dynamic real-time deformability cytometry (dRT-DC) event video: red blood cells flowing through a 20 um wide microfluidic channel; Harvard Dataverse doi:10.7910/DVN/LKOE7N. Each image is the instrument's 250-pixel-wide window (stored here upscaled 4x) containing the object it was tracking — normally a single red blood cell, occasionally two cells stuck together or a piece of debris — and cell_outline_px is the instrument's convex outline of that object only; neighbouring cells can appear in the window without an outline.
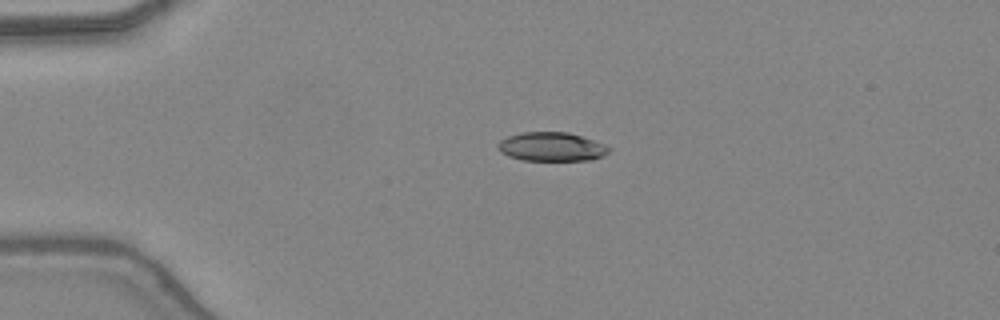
{"species": "common noctule bat (a hibernating species)", "species_latin": "Nyctalus noctula", "temperature_condition": "warm", "stored_images_in_passage": 47, "camera_frame_rate_fps": 3000, "um_per_image_px": 0.085, "animal": {"sex": "female", "body_mass_g": 24.6, "forearm_length_mm": 56.2}, "frame": {"image": 1, "passage_image": 11, "time_ms": 3.333, "image_size_px": [1000, 320], "cell_outline_px": [[612, 148], [604, 156], [592, 160], [520, 160], [508, 156], [500, 152], [496, 148], [496, 144], [500, 140], [508, 136], [520, 132], [568, 132], [604, 144]], "centroid_in_image_um": [46.84, 12.48], "position_along_channel_um": 38.2, "area_um2": 18.84}}
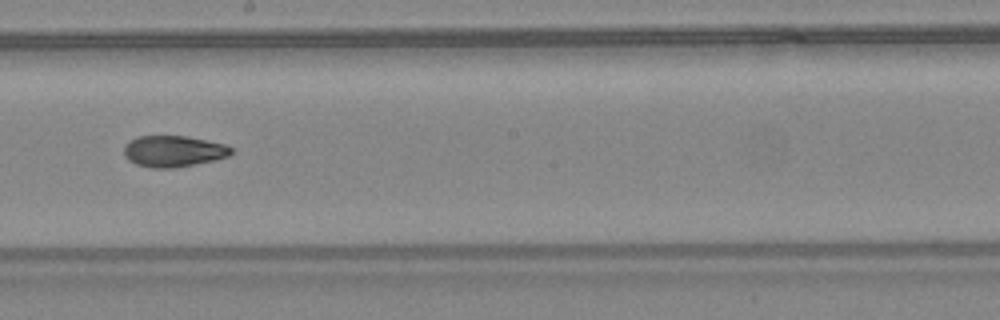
{"frame": {"image": 2, "passage_image": 27, "time_ms": 8.667, "image_size_px": [1000, 320], "cell_outline_px": [[232, 152], [228, 156], [216, 160], [176, 168], [152, 168], [136, 164], [128, 160], [124, 156], [124, 148], [128, 140], [136, 136], [184, 136], [208, 140], [224, 144], [232, 148]], "centroid_in_image_um": [14.72, 12.86], "position_along_channel_um": 233.5, "area_um2": 19.71}}
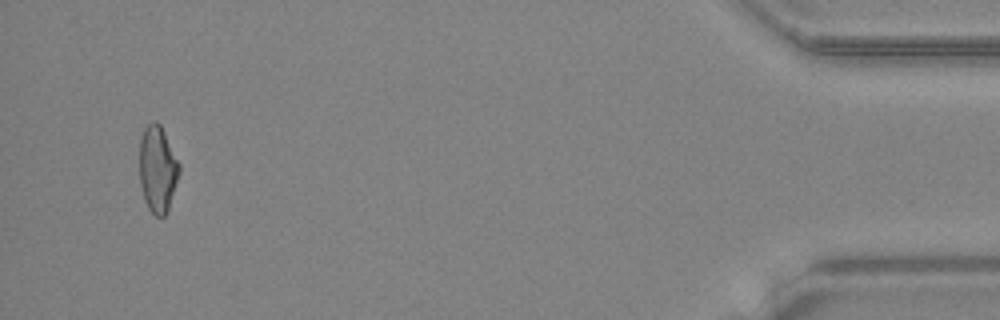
{"frame": {"image": 3, "passage_image": 45, "time_ms": 14.667, "image_size_px": [1000, 320], "cell_outline_px": [[180, 172], [168, 212], [164, 216], [156, 216], [148, 208], [144, 200], [140, 184], [140, 140], [144, 128], [152, 120], [156, 120], [160, 124], [180, 164]], "centroid_in_image_um": [13.4, 14.38], "position_along_channel_um": 421.8, "area_um2": 20.17}, "authors_computed_cell_mechanics": {"area_um2": 19.7676, "velocity_mm_per_s": 4.4302, "shape_relaxation_time_tau1_ms": 8.0367, "shape_relaxation_time_tau2_ms": 2.1517, "deformation_change_tau1": 0.2165, "deformation_change_tau2": 0.082}}